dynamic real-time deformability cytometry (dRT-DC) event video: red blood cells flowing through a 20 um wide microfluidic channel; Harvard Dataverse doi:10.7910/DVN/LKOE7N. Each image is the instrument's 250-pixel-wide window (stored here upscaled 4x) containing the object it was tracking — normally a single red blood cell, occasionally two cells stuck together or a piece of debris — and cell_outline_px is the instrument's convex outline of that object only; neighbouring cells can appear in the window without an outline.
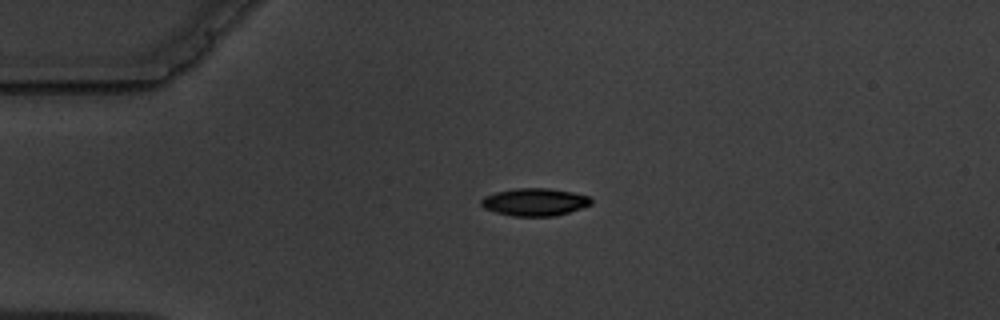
{"species": "common noctule bat (a hibernating species)", "species_latin": "Nyctalus noctula", "temperature_condition": "warm", "stored_images_in_passage": 2, "camera_frame_rate_fps": 3000, "um_per_image_px": 0.085, "animal": {"sex": "male", "body_mass_g": 19.5, "forearm_length_mm": 54.6}, "frame": {"image": 1, "passage_image": 1, "time_ms": 0.0, "image_size_px": [1000, 320], "cell_outline_px": [[592, 204], [568, 212], [552, 216], [512, 216], [496, 212], [484, 208], [480, 204], [480, 200], [484, 196], [496, 192], [516, 188], [548, 188], [572, 192], [588, 196], [592, 200]], "centroid_in_image_um": [45.42, 17.16], "position_along_channel_um": 39.6, "area_um2": 17.57}}